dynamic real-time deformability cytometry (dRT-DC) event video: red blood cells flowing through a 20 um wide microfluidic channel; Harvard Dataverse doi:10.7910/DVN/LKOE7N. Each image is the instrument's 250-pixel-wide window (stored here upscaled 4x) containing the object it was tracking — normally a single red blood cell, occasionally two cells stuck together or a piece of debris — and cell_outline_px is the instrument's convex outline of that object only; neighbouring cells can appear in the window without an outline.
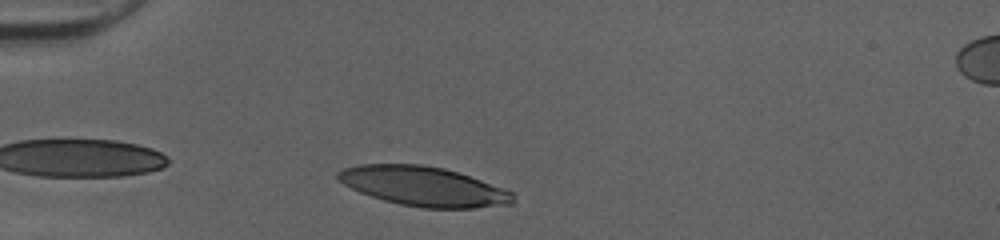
{"species": "human", "species_latin": "Homo sapiens", "temperature_condition": "cold", "stored_images_in_passage": 31, "camera_frame_rate_fps": 3000, "um_per_image_px": 0.085, "donor": {"sex": "female"}, "frame": {"image": 1, "passage_image": 4, "time_ms": 1.0, "image_size_px": [1000, 240], "cell_outline_px": [[512, 204], [476, 208], [424, 208], [400, 204], [384, 200], [360, 192], [336, 180], [336, 172], [344, 168], [360, 164], [424, 164], [444, 168], [504, 188], [512, 192]], "centroid_in_image_um": [35.96, 15.83], "position_along_channel_um": 49.0, "area_um2": 40.06}}
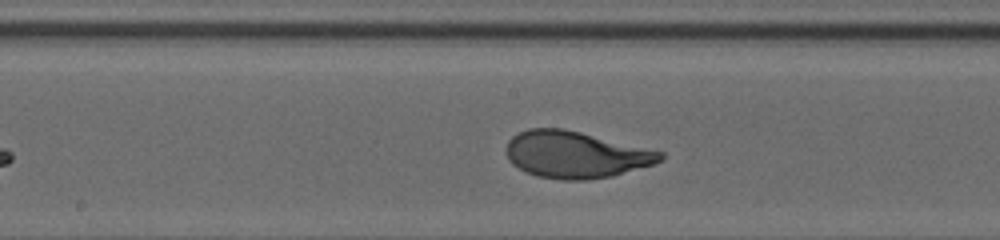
{"frame": {"image": 2, "passage_image": 17, "time_ms": 5.333, "image_size_px": [1000, 240], "cell_outline_px": [[664, 156], [660, 160], [652, 164], [612, 176], [588, 180], [560, 180], [536, 176], [512, 164], [508, 160], [504, 148], [508, 140], [512, 136], [528, 128], [564, 128], [664, 152]], "centroid_in_image_um": [48.87, 13.14], "position_along_channel_um": 199.3, "area_um2": 41.96}}
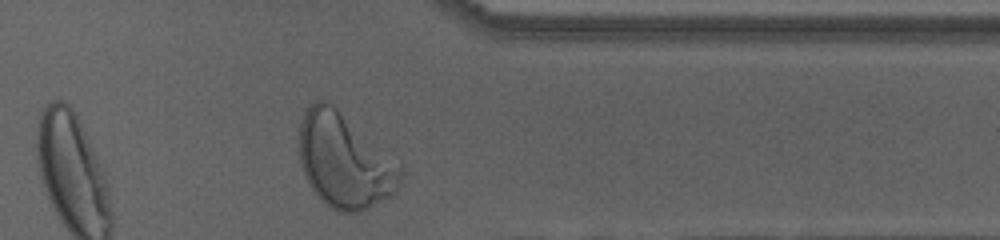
{"frame": {"image": 3, "passage_image": 31, "time_ms": 10.0, "image_size_px": [1000, 240], "cell_outline_px": [[400, 176], [396, 192], [392, 196], [360, 212], [336, 212], [320, 200], [316, 196], [308, 184], [300, 164], [296, 140], [300, 124], [304, 112], [308, 104], [316, 100], [324, 100], [332, 104], [400, 168]], "centroid_in_image_um": [29.15, 13.7], "position_along_channel_um": 382.2, "area_um2": 55.08}, "authors_computed_cell_mechanics": {"area_um2": 41.9628, "velocity_mm_per_s": 4.0213, "shape_relaxation_time_tau1_ms": 3.3006, "shape_relaxation_time_tau2_ms": null, "deformation_change_tau1": 0.2176, "deformation_change_tau2": null}}